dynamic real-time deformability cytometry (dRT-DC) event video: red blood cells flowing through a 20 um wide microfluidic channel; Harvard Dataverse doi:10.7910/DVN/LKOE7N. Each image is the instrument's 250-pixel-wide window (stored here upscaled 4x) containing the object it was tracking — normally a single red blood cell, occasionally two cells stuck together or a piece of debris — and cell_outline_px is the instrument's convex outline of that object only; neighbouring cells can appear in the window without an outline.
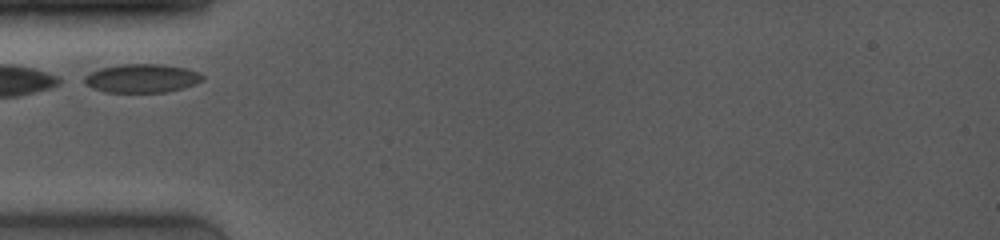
{"species": "common noctule bat (a hibernating species)", "species_latin": "Nyctalus noctula", "temperature_condition": "room temperature", "stored_images_in_passage": 48, "camera_frame_rate_fps": 4000, "um_per_image_px": 0.085, "animal": {"sex": "female", "body_mass_g": 19.0, "forearm_length_mm": 53.3}, "frame": {"image": 1, "passage_image": 1, "time_ms": 0.0, "image_size_px": [1000, 240], "cell_outline_px": [[204, 80], [184, 88], [164, 92], [104, 92], [92, 88], [84, 84], [84, 76], [100, 68], [120, 64], [160, 64], [184, 68], [200, 72], [204, 76]], "centroid_in_image_um": [12.05, 6.66], "position_along_channel_um": 72.9, "area_um2": 19.77}}
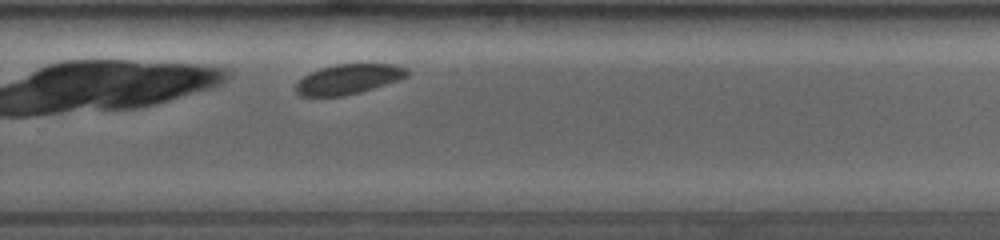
{"frame": {"image": 2, "passage_image": 38, "time_ms": 6.0, "image_size_px": [1000, 240], "cell_outline_px": [[408, 76], [400, 80], [360, 92], [344, 96], [300, 96], [296, 92], [296, 84], [308, 72], [320, 68], [336, 64], [396, 64], [408, 68]], "centroid_in_image_um": [29.64, 6.72], "position_along_channel_um": 300.2, "area_um2": 19.54}}
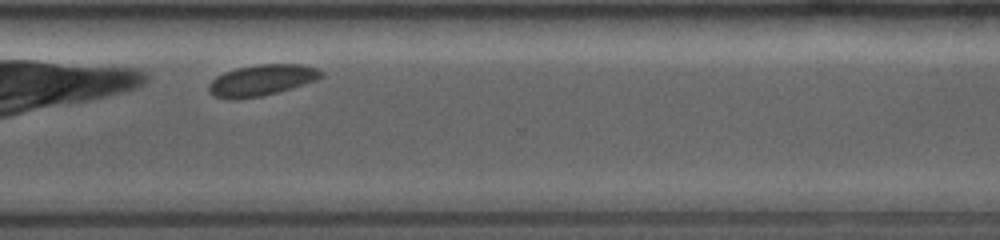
{"frame": {"image": 3, "passage_image": 43, "time_ms": 7.25, "image_size_px": [1000, 240], "cell_outline_px": [[324, 76], [316, 80], [292, 88], [260, 96], [236, 100], [228, 100], [212, 96], [208, 92], [208, 84], [216, 76], [224, 72], [236, 68], [256, 64], [304, 64], [316, 68]], "centroid_in_image_um": [22.18, 6.82], "position_along_channel_um": 348.4, "area_um2": 20.58}}